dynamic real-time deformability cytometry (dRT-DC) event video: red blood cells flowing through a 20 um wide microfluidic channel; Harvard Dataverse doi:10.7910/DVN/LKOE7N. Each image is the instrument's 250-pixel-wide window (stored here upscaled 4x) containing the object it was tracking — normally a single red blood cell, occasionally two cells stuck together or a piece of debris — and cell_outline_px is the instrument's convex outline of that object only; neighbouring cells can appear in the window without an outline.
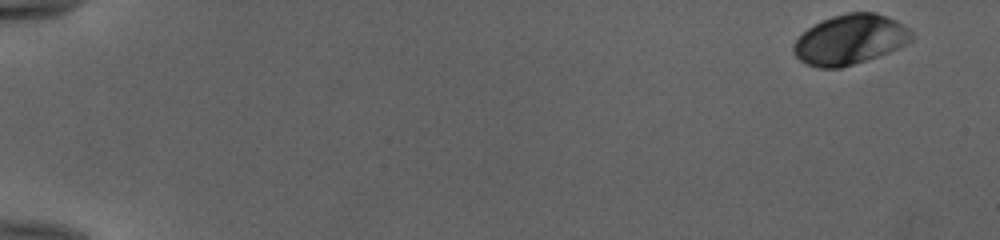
{"species": "human", "species_latin": "Homo sapiens", "temperature_condition": "cold", "stored_images_in_passage": 51, "camera_frame_rate_fps": 3000, "um_per_image_px": 0.085, "donor": {"sex": "female"}, "frame": {"image": 1, "passage_image": 1, "time_ms": 0.0, "image_size_px": [1000, 240], "cell_outline_px": [[912, 40], [888, 52], [840, 68], [820, 68], [804, 64], [792, 52], [792, 44], [808, 28], [820, 20], [832, 16], [848, 12], [876, 12], [896, 20], [904, 24], [912, 32]], "centroid_in_image_um": [72.22, 3.35], "position_along_channel_um": 12.8, "area_um2": 34.22}}
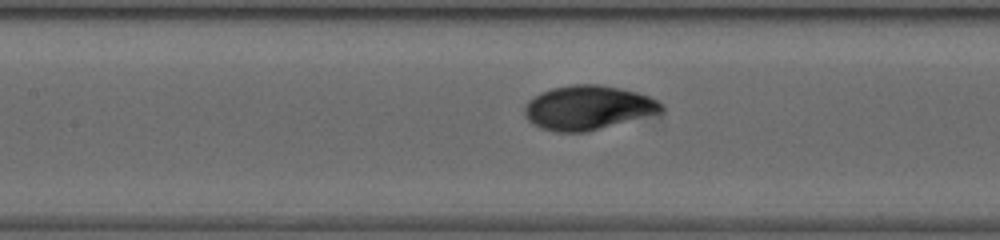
{"frame": {"image": 2, "passage_image": 25, "time_ms": 8.0, "image_size_px": [1000, 240], "cell_outline_px": [[664, 108], [660, 112], [584, 132], [556, 132], [540, 128], [532, 124], [524, 116], [524, 108], [528, 100], [540, 92], [552, 88], [572, 84], [596, 84], [620, 88], [640, 92], [652, 96]], "centroid_in_image_um": [49.92, 9.13], "position_along_channel_um": 157.5, "area_um2": 35.08}}
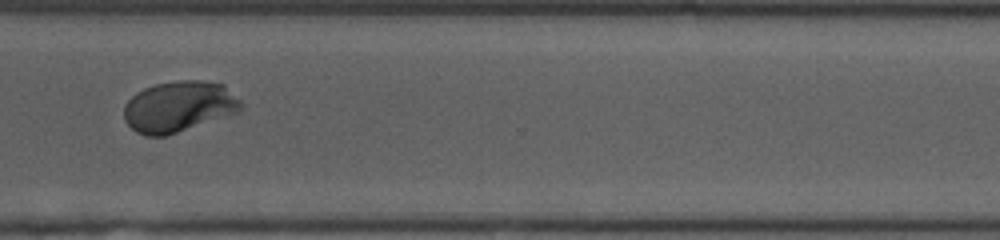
{"frame": {"image": 3, "passage_image": 40, "time_ms": 13.0, "image_size_px": [1000, 240], "cell_outline_px": [[244, 108], [236, 112], [168, 136], [144, 136], [136, 132], [124, 120], [124, 104], [136, 92], [144, 88], [156, 84], [180, 80], [204, 80], [224, 84], [244, 104]], "centroid_in_image_um": [15.19, 9.06], "position_along_channel_um": 355.4, "area_um2": 34.85}, "authors_computed_cell_mechanics": {"area_um2": 33.9286, "velocity_mm_per_s": 3.9615, "shape_relaxation_time_tau1_ms": 3.3566, "shape_relaxation_time_tau2_ms": null, "deformation_change_tau1": 0.1416, "deformation_change_tau2": null}}